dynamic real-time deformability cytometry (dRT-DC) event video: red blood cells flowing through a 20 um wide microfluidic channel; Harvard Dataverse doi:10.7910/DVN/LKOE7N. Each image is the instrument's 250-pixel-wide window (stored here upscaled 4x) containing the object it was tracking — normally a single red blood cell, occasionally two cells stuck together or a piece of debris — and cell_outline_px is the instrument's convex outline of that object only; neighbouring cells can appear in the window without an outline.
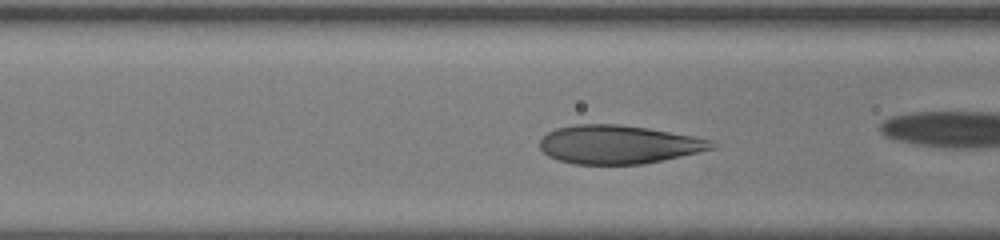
{"species": "human", "species_latin": "Homo sapiens", "temperature_condition": "room temperature", "stored_images_in_passage": 28, "camera_frame_rate_fps": 3000, "um_per_image_px": 0.085, "donor": {"sex": "female"}, "frame": {"image": 1, "passage_image": 5, "time_ms": 1.333, "image_size_px": [1000, 240], "cell_outline_px": [[720, 144], [716, 148], [644, 164], [572, 164], [556, 160], [548, 156], [540, 148], [540, 140], [548, 132], [556, 128], [576, 124], [620, 124], [648, 128], [692, 136], [712, 140]], "centroid_in_image_um": [52.57, 12.28], "position_along_channel_um": 114.0, "area_um2": 38.73}}
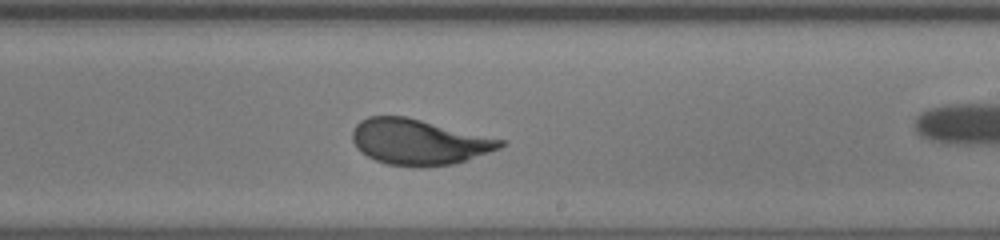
{"frame": {"image": 2, "passage_image": 16, "time_ms": 5.0, "image_size_px": [1000, 240], "cell_outline_px": [[508, 140], [500, 148], [452, 164], [420, 168], [388, 164], [376, 160], [360, 152], [356, 148], [352, 140], [352, 132], [356, 124], [360, 120], [368, 116], [408, 116]], "centroid_in_image_um": [35.6, 12.05], "position_along_channel_um": 253.4, "area_um2": 39.71}}
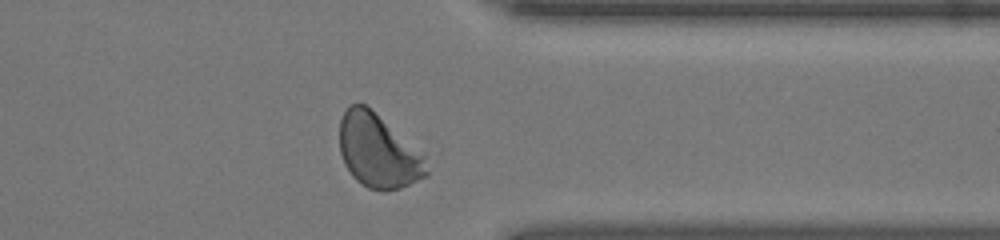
{"frame": {"image": 3, "passage_image": 26, "time_ms": 8.333, "image_size_px": [1000, 240], "cell_outline_px": [[428, 176], [400, 188], [368, 188], [360, 184], [352, 176], [344, 164], [340, 152], [340, 120], [348, 104], [364, 104], [424, 156], [428, 172]], "centroid_in_image_um": [32.1, 12.86], "position_along_channel_um": 379.3, "area_um2": 36.24}, "authors_computed_cell_mechanics": {"area_um2": 38.726, "velocity_mm_per_s": 3.8133, "shape_relaxation_time_tau1_ms": 2.8487, "shape_relaxation_time_tau2_ms": null, "deformation_change_tau1": 0.1466, "deformation_change_tau2": null}}